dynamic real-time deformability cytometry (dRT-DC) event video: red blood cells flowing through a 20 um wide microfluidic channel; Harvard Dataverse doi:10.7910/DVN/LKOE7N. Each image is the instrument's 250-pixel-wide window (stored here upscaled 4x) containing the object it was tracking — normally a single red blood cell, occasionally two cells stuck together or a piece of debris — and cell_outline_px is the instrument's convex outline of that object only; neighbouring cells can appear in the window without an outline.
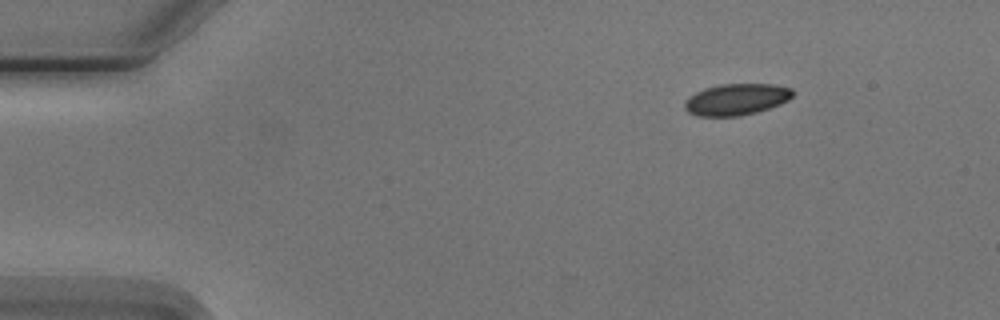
{"species": "Egyptian fruit bat (a non-hibernating species)", "species_latin": "Rousettus aegyptiacus", "temperature_condition": "cold", "stored_images_in_passage": 8, "camera_frame_rate_fps": 3000, "um_per_image_px": 0.085, "animal": {"sex": "male"}, "frame": {"image": 1, "passage_image": 1, "time_ms": 0.0, "image_size_px": [1000, 320], "cell_outline_px": [[792, 96], [788, 100], [780, 104], [756, 112], [740, 116], [696, 116], [688, 112], [684, 108], [684, 104], [688, 96], [704, 88], [720, 84], [776, 84], [792, 88]], "centroid_in_image_um": [62.57, 8.44], "position_along_channel_um": 22.4, "area_um2": 19.88}}
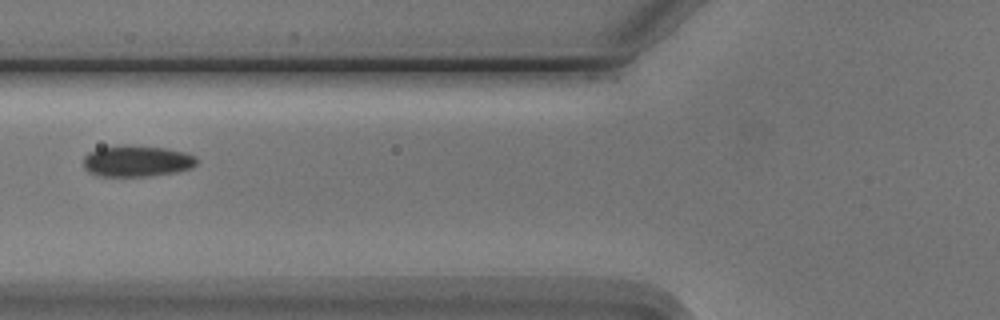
{"frame": {"image": 2, "passage_image": 5, "time_ms": 4.667, "image_size_px": [1000, 320], "cell_outline_px": [[196, 164], [192, 168], [176, 172], [148, 176], [100, 176], [88, 172], [84, 168], [84, 156], [88, 152], [96, 148], [124, 144], [164, 148], [184, 152], [196, 156]], "centroid_in_image_um": [11.6, 13.68], "position_along_channel_um": 114.2, "area_um2": 20.81}}
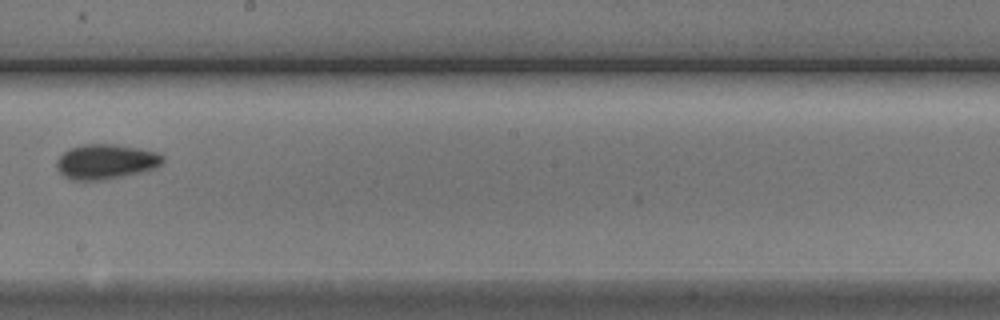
{"frame": {"image": 3, "passage_image": 8, "time_ms": 8.0, "image_size_px": [1000, 320], "cell_outline_px": [[164, 160], [160, 164], [152, 168], [140, 172], [100, 180], [76, 180], [64, 176], [56, 168], [56, 160], [68, 148], [80, 144], [112, 144], [136, 148], [156, 152], [164, 156]], "centroid_in_image_um": [8.94, 13.72], "position_along_channel_um": 239.3, "area_um2": 21.27}}